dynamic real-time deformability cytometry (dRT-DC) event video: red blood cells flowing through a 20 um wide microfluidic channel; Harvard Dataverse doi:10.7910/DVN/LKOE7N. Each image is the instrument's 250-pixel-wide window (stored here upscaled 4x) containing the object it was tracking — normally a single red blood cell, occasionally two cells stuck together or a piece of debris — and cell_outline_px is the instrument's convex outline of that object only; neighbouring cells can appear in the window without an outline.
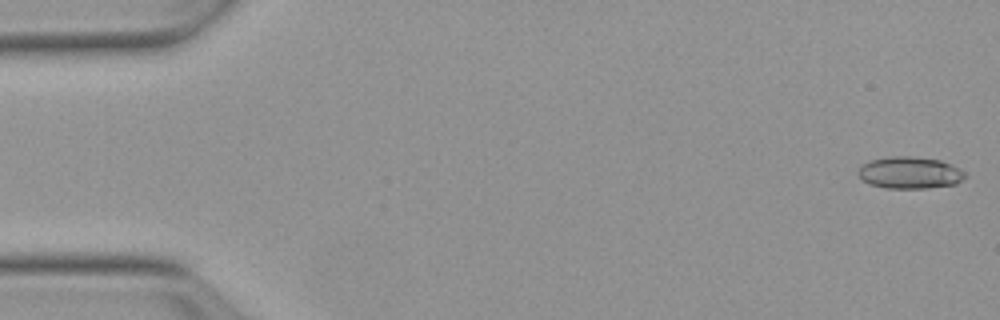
{"species": "Egyptian fruit bat (a non-hibernating species)", "species_latin": "Rousettus aegyptiacus", "temperature_condition": "warm", "stored_images_in_passage": 5, "camera_frame_rate_fps": 3000, "um_per_image_px": 0.085, "animal": {"sex": "female"}, "frame": {"image": 1, "passage_image": 1, "time_ms": 0.0, "image_size_px": [1000, 320], "cell_outline_px": [[968, 176], [956, 184], [928, 188], [884, 188], [872, 184], [864, 180], [856, 172], [864, 164], [872, 160], [892, 156], [908, 156], [940, 160], [952, 164], [960, 168]], "centroid_in_image_um": [77.39, 14.68], "position_along_channel_um": 7.6, "area_um2": 19.77}}